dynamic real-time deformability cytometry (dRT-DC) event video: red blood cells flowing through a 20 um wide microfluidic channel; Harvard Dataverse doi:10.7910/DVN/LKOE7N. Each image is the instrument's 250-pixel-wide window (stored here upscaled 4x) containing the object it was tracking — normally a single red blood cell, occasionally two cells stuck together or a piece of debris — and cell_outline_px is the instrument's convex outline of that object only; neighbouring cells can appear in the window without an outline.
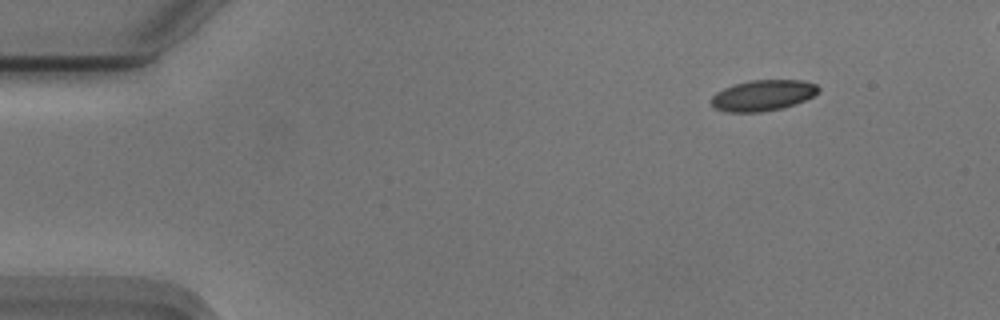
{"species": "Egyptian fruit bat (a non-hibernating species)", "species_latin": "Rousettus aegyptiacus", "temperature_condition": "cold", "stored_images_in_passage": 50, "camera_frame_rate_fps": 3000, "um_per_image_px": 0.085, "animal": {"sex": "male"}, "frame": {"image": 1, "passage_image": 2, "time_ms": 0.333, "image_size_px": [1000, 320], "cell_outline_px": [[820, 92], [796, 104], [784, 108], [760, 112], [728, 112], [712, 108], [712, 96], [716, 92], [724, 88], [736, 84], [752, 80], [804, 80], [816, 84], [820, 88]], "centroid_in_image_um": [64.87, 8.11], "position_along_channel_um": 20.1, "area_um2": 19.36}}
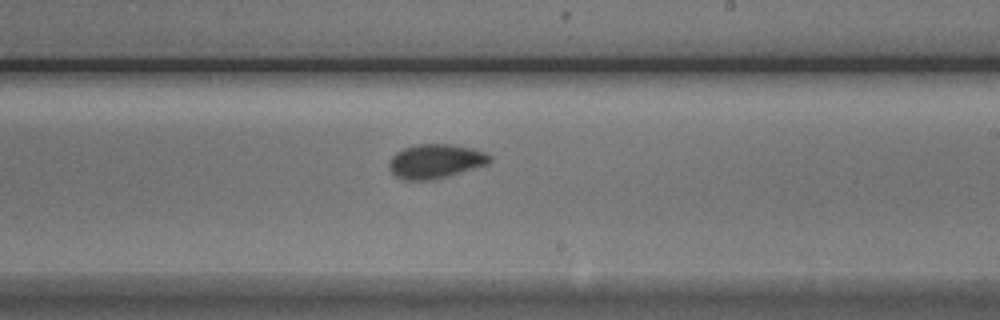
{"frame": {"image": 2, "passage_image": 28, "time_ms": 9.0, "image_size_px": [1000, 320], "cell_outline_px": [[492, 160], [488, 164], [448, 176], [432, 180], [404, 180], [396, 176], [388, 168], [388, 164], [392, 156], [396, 152], [404, 148], [416, 144], [452, 144], [472, 148], [484, 152], [492, 156]], "centroid_in_image_um": [37.02, 13.7], "position_along_channel_um": 252.0, "area_um2": 20.17}}
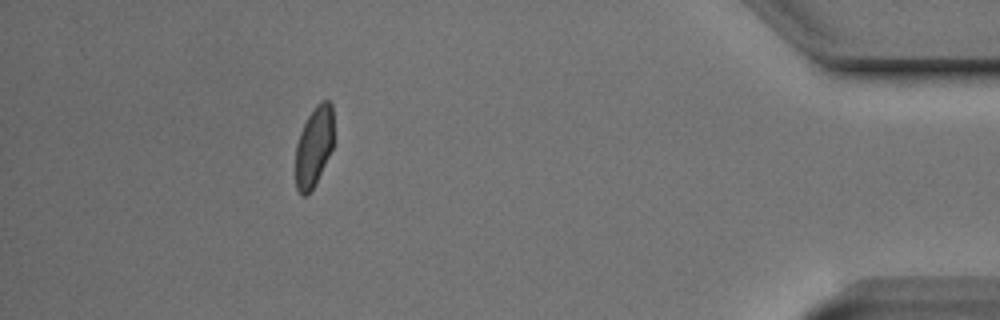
{"frame": {"image": 3, "passage_image": 45, "time_ms": 14.667, "image_size_px": [1000, 320], "cell_outline_px": [[332, 148], [312, 188], [304, 196], [300, 196], [296, 188], [296, 144], [300, 132], [308, 116], [316, 104], [320, 100], [328, 100], [332, 104]], "centroid_in_image_um": [26.66, 12.42], "position_along_channel_um": 408.5, "area_um2": 17.4}, "authors_computed_cell_mechanics": {"area_um2": 19.4786, "velocity_mm_per_s": 3.724, "shape_relaxation_time_tau1_ms": 6.2304, "shape_relaxation_time_tau2_ms": 1.0401, "deformation_change_tau1": 0.1445, "deformation_change_tau2": 0.054}}